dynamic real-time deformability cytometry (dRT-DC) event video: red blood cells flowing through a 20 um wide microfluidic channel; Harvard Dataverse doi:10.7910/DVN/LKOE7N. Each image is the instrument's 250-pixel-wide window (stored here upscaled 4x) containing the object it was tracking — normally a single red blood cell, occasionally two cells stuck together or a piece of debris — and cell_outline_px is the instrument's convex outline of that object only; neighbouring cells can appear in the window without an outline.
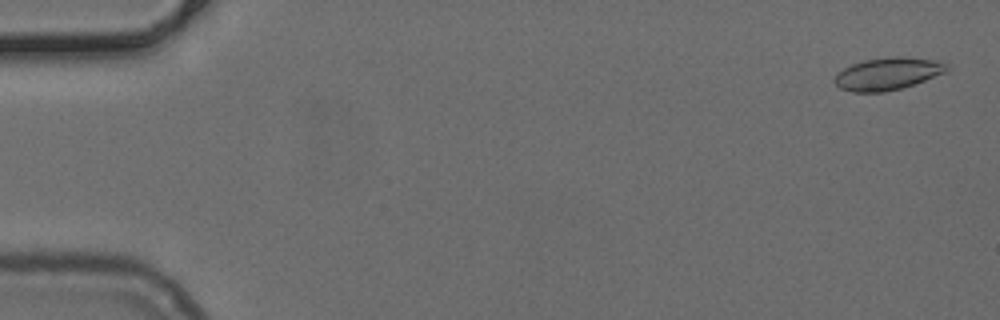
{"species": "common noctule bat (a hibernating species)", "species_latin": "Nyctalus noctula", "temperature_condition": "cold", "stored_images_in_passage": 52, "camera_frame_rate_fps": 3000, "um_per_image_px": 0.085, "animal": {"sex": "female", "body_mass_g": 24.6, "forearm_length_mm": 56.2}, "frame": {"image": 1, "passage_image": 2, "time_ms": 0.333, "image_size_px": [1000, 320], "cell_outline_px": [[948, 68], [944, 72], [924, 80], [900, 88], [884, 92], [852, 92], [840, 88], [832, 80], [836, 72], [852, 64], [864, 60], [888, 56], [900, 56], [936, 60], [948, 64]], "centroid_in_image_um": [75.39, 6.26], "position_along_channel_um": 9.6, "area_um2": 21.1}}
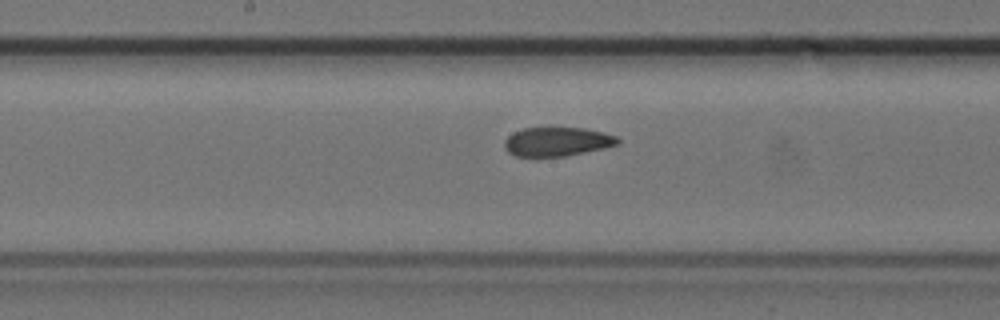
{"frame": {"image": 2, "passage_image": 27, "time_ms": 8.667, "image_size_px": [1000, 320], "cell_outline_px": [[620, 144], [604, 148], [564, 156], [516, 156], [508, 152], [504, 148], [504, 140], [512, 132], [524, 128], [584, 128], [604, 132], [616, 136], [620, 140]], "centroid_in_image_um": [47.35, 12.03], "position_along_channel_um": 200.8, "area_um2": 19.13}}
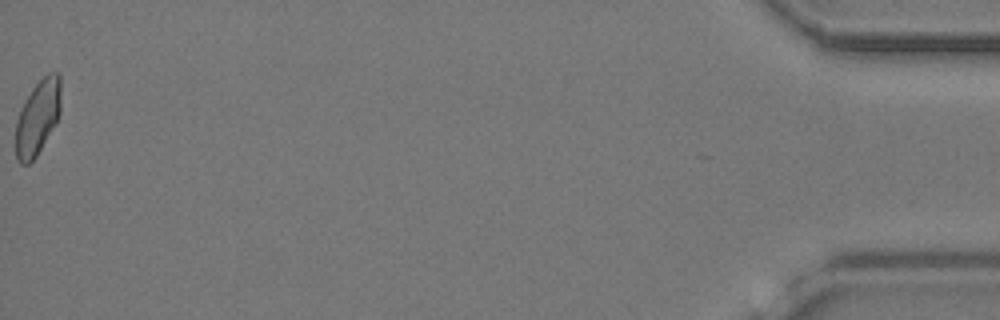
{"frame": {"image": 3, "passage_image": 52, "time_ms": 17.0, "image_size_px": [1000, 320], "cell_outline_px": [[60, 116], [36, 156], [28, 164], [20, 164], [16, 160], [16, 120], [20, 108], [24, 100], [32, 88], [48, 72], [60, 72]], "centroid_in_image_um": [3.2, 9.96], "position_along_channel_um": 432.0, "area_um2": 19.77}}